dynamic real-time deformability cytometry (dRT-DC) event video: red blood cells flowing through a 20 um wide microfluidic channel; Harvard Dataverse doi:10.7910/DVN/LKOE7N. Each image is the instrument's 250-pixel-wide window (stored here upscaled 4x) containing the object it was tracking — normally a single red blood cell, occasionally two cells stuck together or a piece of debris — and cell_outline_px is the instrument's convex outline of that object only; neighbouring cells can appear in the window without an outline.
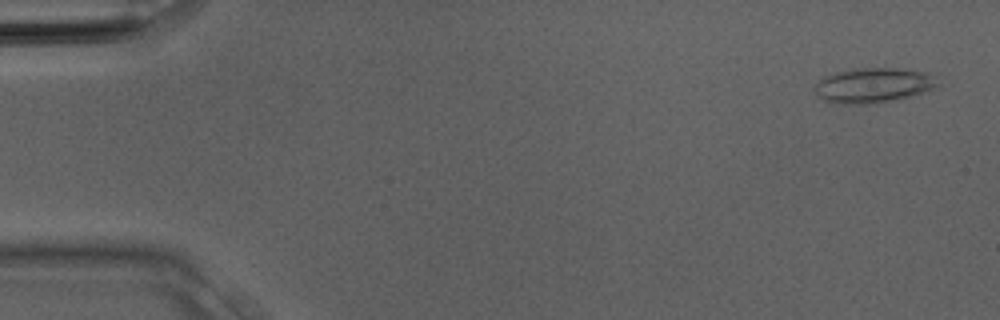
{"species": "Egyptian fruit bat (a non-hibernating species)", "species_latin": "Rousettus aegyptiacus", "temperature_condition": "room temperature", "stored_images_in_passage": 3, "camera_frame_rate_fps": 3000, "um_per_image_px": 0.085, "animal": {"sex": "male"}, "frame": {"image": 1, "passage_image": 1, "time_ms": 0.0, "image_size_px": [1000, 320], "cell_outline_px": [[936, 84], [932, 88], [908, 96], [876, 104], [832, 104], [816, 96], [816, 84], [824, 76], [836, 72], [852, 68], [896, 68], [928, 72]], "centroid_in_image_um": [74.12, 7.26], "position_along_channel_um": 10.9, "area_um2": 24.74}}